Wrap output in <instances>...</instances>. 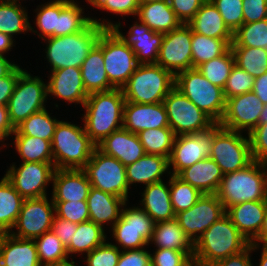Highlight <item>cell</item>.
<instances>
[{
    "label": "cell",
    "instance_id": "obj_31",
    "mask_svg": "<svg viewBox=\"0 0 267 266\" xmlns=\"http://www.w3.org/2000/svg\"><path fill=\"white\" fill-rule=\"evenodd\" d=\"M170 168L169 158L145 154L136 162L126 166L128 185L143 183L146 186L162 181L161 176Z\"/></svg>",
    "mask_w": 267,
    "mask_h": 266
},
{
    "label": "cell",
    "instance_id": "obj_26",
    "mask_svg": "<svg viewBox=\"0 0 267 266\" xmlns=\"http://www.w3.org/2000/svg\"><path fill=\"white\" fill-rule=\"evenodd\" d=\"M0 266H41L34 240L0 233Z\"/></svg>",
    "mask_w": 267,
    "mask_h": 266
},
{
    "label": "cell",
    "instance_id": "obj_51",
    "mask_svg": "<svg viewBox=\"0 0 267 266\" xmlns=\"http://www.w3.org/2000/svg\"><path fill=\"white\" fill-rule=\"evenodd\" d=\"M57 217L80 224L90 220L87 201L53 202Z\"/></svg>",
    "mask_w": 267,
    "mask_h": 266
},
{
    "label": "cell",
    "instance_id": "obj_18",
    "mask_svg": "<svg viewBox=\"0 0 267 266\" xmlns=\"http://www.w3.org/2000/svg\"><path fill=\"white\" fill-rule=\"evenodd\" d=\"M213 137L214 125L203 132L177 135L169 158V165L173 166L172 175H178L185 168L209 158Z\"/></svg>",
    "mask_w": 267,
    "mask_h": 266
},
{
    "label": "cell",
    "instance_id": "obj_73",
    "mask_svg": "<svg viewBox=\"0 0 267 266\" xmlns=\"http://www.w3.org/2000/svg\"><path fill=\"white\" fill-rule=\"evenodd\" d=\"M98 0H87V2H89V4L91 3V5L94 6V4L97 2Z\"/></svg>",
    "mask_w": 267,
    "mask_h": 266
},
{
    "label": "cell",
    "instance_id": "obj_57",
    "mask_svg": "<svg viewBox=\"0 0 267 266\" xmlns=\"http://www.w3.org/2000/svg\"><path fill=\"white\" fill-rule=\"evenodd\" d=\"M267 18V0H243V23Z\"/></svg>",
    "mask_w": 267,
    "mask_h": 266
},
{
    "label": "cell",
    "instance_id": "obj_66",
    "mask_svg": "<svg viewBox=\"0 0 267 266\" xmlns=\"http://www.w3.org/2000/svg\"><path fill=\"white\" fill-rule=\"evenodd\" d=\"M257 242H263V245H267V210L265 213L263 225L258 237L251 244H258Z\"/></svg>",
    "mask_w": 267,
    "mask_h": 266
},
{
    "label": "cell",
    "instance_id": "obj_23",
    "mask_svg": "<svg viewBox=\"0 0 267 266\" xmlns=\"http://www.w3.org/2000/svg\"><path fill=\"white\" fill-rule=\"evenodd\" d=\"M266 210L267 200L249 201L227 208L226 215L240 233L252 243L261 231Z\"/></svg>",
    "mask_w": 267,
    "mask_h": 266
},
{
    "label": "cell",
    "instance_id": "obj_12",
    "mask_svg": "<svg viewBox=\"0 0 267 266\" xmlns=\"http://www.w3.org/2000/svg\"><path fill=\"white\" fill-rule=\"evenodd\" d=\"M166 108L169 127L174 134H195L212 127L215 122L182 92L174 87L163 100Z\"/></svg>",
    "mask_w": 267,
    "mask_h": 266
},
{
    "label": "cell",
    "instance_id": "obj_32",
    "mask_svg": "<svg viewBox=\"0 0 267 266\" xmlns=\"http://www.w3.org/2000/svg\"><path fill=\"white\" fill-rule=\"evenodd\" d=\"M150 241L156 244L157 249L177 250L187 253L192 259L194 258V244L184 234L175 218L155 223Z\"/></svg>",
    "mask_w": 267,
    "mask_h": 266
},
{
    "label": "cell",
    "instance_id": "obj_55",
    "mask_svg": "<svg viewBox=\"0 0 267 266\" xmlns=\"http://www.w3.org/2000/svg\"><path fill=\"white\" fill-rule=\"evenodd\" d=\"M205 0H169L170 7L182 24H187Z\"/></svg>",
    "mask_w": 267,
    "mask_h": 266
},
{
    "label": "cell",
    "instance_id": "obj_72",
    "mask_svg": "<svg viewBox=\"0 0 267 266\" xmlns=\"http://www.w3.org/2000/svg\"><path fill=\"white\" fill-rule=\"evenodd\" d=\"M262 164L264 165V168L266 171V177H267V158L262 161Z\"/></svg>",
    "mask_w": 267,
    "mask_h": 266
},
{
    "label": "cell",
    "instance_id": "obj_62",
    "mask_svg": "<svg viewBox=\"0 0 267 266\" xmlns=\"http://www.w3.org/2000/svg\"><path fill=\"white\" fill-rule=\"evenodd\" d=\"M14 131L15 128L10 122L7 106L0 105V135L5 139Z\"/></svg>",
    "mask_w": 267,
    "mask_h": 266
},
{
    "label": "cell",
    "instance_id": "obj_60",
    "mask_svg": "<svg viewBox=\"0 0 267 266\" xmlns=\"http://www.w3.org/2000/svg\"><path fill=\"white\" fill-rule=\"evenodd\" d=\"M23 70L20 66H17L9 75L0 78V105L7 106L19 74Z\"/></svg>",
    "mask_w": 267,
    "mask_h": 266
},
{
    "label": "cell",
    "instance_id": "obj_37",
    "mask_svg": "<svg viewBox=\"0 0 267 266\" xmlns=\"http://www.w3.org/2000/svg\"><path fill=\"white\" fill-rule=\"evenodd\" d=\"M26 10L19 4L9 0L0 1V32L12 35L26 32L28 30L35 31L28 20Z\"/></svg>",
    "mask_w": 267,
    "mask_h": 266
},
{
    "label": "cell",
    "instance_id": "obj_61",
    "mask_svg": "<svg viewBox=\"0 0 267 266\" xmlns=\"http://www.w3.org/2000/svg\"><path fill=\"white\" fill-rule=\"evenodd\" d=\"M259 248L257 244H251L242 252L228 256L216 262L213 266H253L249 254L251 251Z\"/></svg>",
    "mask_w": 267,
    "mask_h": 266
},
{
    "label": "cell",
    "instance_id": "obj_5",
    "mask_svg": "<svg viewBox=\"0 0 267 266\" xmlns=\"http://www.w3.org/2000/svg\"><path fill=\"white\" fill-rule=\"evenodd\" d=\"M51 147L56 169H83L97 145L86 134L85 128L59 121Z\"/></svg>",
    "mask_w": 267,
    "mask_h": 266
},
{
    "label": "cell",
    "instance_id": "obj_25",
    "mask_svg": "<svg viewBox=\"0 0 267 266\" xmlns=\"http://www.w3.org/2000/svg\"><path fill=\"white\" fill-rule=\"evenodd\" d=\"M97 148L103 153L115 157L124 166L136 162L146 154L138 135L124 127L105 137L97 145Z\"/></svg>",
    "mask_w": 267,
    "mask_h": 266
},
{
    "label": "cell",
    "instance_id": "obj_50",
    "mask_svg": "<svg viewBox=\"0 0 267 266\" xmlns=\"http://www.w3.org/2000/svg\"><path fill=\"white\" fill-rule=\"evenodd\" d=\"M211 3L233 33L243 24V0H211Z\"/></svg>",
    "mask_w": 267,
    "mask_h": 266
},
{
    "label": "cell",
    "instance_id": "obj_27",
    "mask_svg": "<svg viewBox=\"0 0 267 266\" xmlns=\"http://www.w3.org/2000/svg\"><path fill=\"white\" fill-rule=\"evenodd\" d=\"M187 25L195 33L226 40L230 45L233 42V32L211 1H205Z\"/></svg>",
    "mask_w": 267,
    "mask_h": 266
},
{
    "label": "cell",
    "instance_id": "obj_20",
    "mask_svg": "<svg viewBox=\"0 0 267 266\" xmlns=\"http://www.w3.org/2000/svg\"><path fill=\"white\" fill-rule=\"evenodd\" d=\"M139 23L136 22L130 28L127 38L119 31L120 22L118 24L107 22V29H111L120 40L131 47L139 64H156L164 33H157L149 29L146 24Z\"/></svg>",
    "mask_w": 267,
    "mask_h": 266
},
{
    "label": "cell",
    "instance_id": "obj_21",
    "mask_svg": "<svg viewBox=\"0 0 267 266\" xmlns=\"http://www.w3.org/2000/svg\"><path fill=\"white\" fill-rule=\"evenodd\" d=\"M123 127L134 134L148 129L170 128L164 103L125 102Z\"/></svg>",
    "mask_w": 267,
    "mask_h": 266
},
{
    "label": "cell",
    "instance_id": "obj_10",
    "mask_svg": "<svg viewBox=\"0 0 267 266\" xmlns=\"http://www.w3.org/2000/svg\"><path fill=\"white\" fill-rule=\"evenodd\" d=\"M83 170L91 187L128 200L126 166L115 157L103 153L96 147Z\"/></svg>",
    "mask_w": 267,
    "mask_h": 266
},
{
    "label": "cell",
    "instance_id": "obj_59",
    "mask_svg": "<svg viewBox=\"0 0 267 266\" xmlns=\"http://www.w3.org/2000/svg\"><path fill=\"white\" fill-rule=\"evenodd\" d=\"M77 229V224L68 220L54 217L51 225V231L57 235L63 245L67 248L72 240Z\"/></svg>",
    "mask_w": 267,
    "mask_h": 266
},
{
    "label": "cell",
    "instance_id": "obj_44",
    "mask_svg": "<svg viewBox=\"0 0 267 266\" xmlns=\"http://www.w3.org/2000/svg\"><path fill=\"white\" fill-rule=\"evenodd\" d=\"M234 65L235 57L230 48L225 54L201 64L196 69L209 82L223 89Z\"/></svg>",
    "mask_w": 267,
    "mask_h": 266
},
{
    "label": "cell",
    "instance_id": "obj_71",
    "mask_svg": "<svg viewBox=\"0 0 267 266\" xmlns=\"http://www.w3.org/2000/svg\"><path fill=\"white\" fill-rule=\"evenodd\" d=\"M157 1H164V0H138L139 5H142L144 3L157 2Z\"/></svg>",
    "mask_w": 267,
    "mask_h": 266
},
{
    "label": "cell",
    "instance_id": "obj_58",
    "mask_svg": "<svg viewBox=\"0 0 267 266\" xmlns=\"http://www.w3.org/2000/svg\"><path fill=\"white\" fill-rule=\"evenodd\" d=\"M144 249L122 251L117 266H151V254Z\"/></svg>",
    "mask_w": 267,
    "mask_h": 266
},
{
    "label": "cell",
    "instance_id": "obj_28",
    "mask_svg": "<svg viewBox=\"0 0 267 266\" xmlns=\"http://www.w3.org/2000/svg\"><path fill=\"white\" fill-rule=\"evenodd\" d=\"M223 175L217 163L209 157L185 168L177 176L202 194H216Z\"/></svg>",
    "mask_w": 267,
    "mask_h": 266
},
{
    "label": "cell",
    "instance_id": "obj_53",
    "mask_svg": "<svg viewBox=\"0 0 267 266\" xmlns=\"http://www.w3.org/2000/svg\"><path fill=\"white\" fill-rule=\"evenodd\" d=\"M151 254V266H185L192 258L185 252L172 249H156Z\"/></svg>",
    "mask_w": 267,
    "mask_h": 266
},
{
    "label": "cell",
    "instance_id": "obj_8",
    "mask_svg": "<svg viewBox=\"0 0 267 266\" xmlns=\"http://www.w3.org/2000/svg\"><path fill=\"white\" fill-rule=\"evenodd\" d=\"M210 158L217 163L223 174L245 168L253 161L249 137L244 138L241 132L215 123Z\"/></svg>",
    "mask_w": 267,
    "mask_h": 266
},
{
    "label": "cell",
    "instance_id": "obj_4",
    "mask_svg": "<svg viewBox=\"0 0 267 266\" xmlns=\"http://www.w3.org/2000/svg\"><path fill=\"white\" fill-rule=\"evenodd\" d=\"M216 195L225 210L244 202L267 200V177L262 162L253 160L243 169L224 174Z\"/></svg>",
    "mask_w": 267,
    "mask_h": 266
},
{
    "label": "cell",
    "instance_id": "obj_15",
    "mask_svg": "<svg viewBox=\"0 0 267 266\" xmlns=\"http://www.w3.org/2000/svg\"><path fill=\"white\" fill-rule=\"evenodd\" d=\"M55 205L47 196L40 198L24 199L21 211L17 217L13 228H17V233L9 232L11 235L21 238L34 240L51 231L54 219Z\"/></svg>",
    "mask_w": 267,
    "mask_h": 266
},
{
    "label": "cell",
    "instance_id": "obj_19",
    "mask_svg": "<svg viewBox=\"0 0 267 266\" xmlns=\"http://www.w3.org/2000/svg\"><path fill=\"white\" fill-rule=\"evenodd\" d=\"M263 107L264 104L253 91L228 98L219 125L237 132L247 129L249 134L259 124Z\"/></svg>",
    "mask_w": 267,
    "mask_h": 266
},
{
    "label": "cell",
    "instance_id": "obj_35",
    "mask_svg": "<svg viewBox=\"0 0 267 266\" xmlns=\"http://www.w3.org/2000/svg\"><path fill=\"white\" fill-rule=\"evenodd\" d=\"M24 198L4 176L0 181V233H9L21 211Z\"/></svg>",
    "mask_w": 267,
    "mask_h": 266
},
{
    "label": "cell",
    "instance_id": "obj_39",
    "mask_svg": "<svg viewBox=\"0 0 267 266\" xmlns=\"http://www.w3.org/2000/svg\"><path fill=\"white\" fill-rule=\"evenodd\" d=\"M14 136L16 151L23 162L53 163L50 141L26 135Z\"/></svg>",
    "mask_w": 267,
    "mask_h": 266
},
{
    "label": "cell",
    "instance_id": "obj_54",
    "mask_svg": "<svg viewBox=\"0 0 267 266\" xmlns=\"http://www.w3.org/2000/svg\"><path fill=\"white\" fill-rule=\"evenodd\" d=\"M248 137L253 160L262 162L267 158V123L258 124Z\"/></svg>",
    "mask_w": 267,
    "mask_h": 266
},
{
    "label": "cell",
    "instance_id": "obj_6",
    "mask_svg": "<svg viewBox=\"0 0 267 266\" xmlns=\"http://www.w3.org/2000/svg\"><path fill=\"white\" fill-rule=\"evenodd\" d=\"M175 87V75L157 64H139L121 88L125 102L162 103Z\"/></svg>",
    "mask_w": 267,
    "mask_h": 266
},
{
    "label": "cell",
    "instance_id": "obj_45",
    "mask_svg": "<svg viewBox=\"0 0 267 266\" xmlns=\"http://www.w3.org/2000/svg\"><path fill=\"white\" fill-rule=\"evenodd\" d=\"M235 64L254 78L267 72V51L254 47H231Z\"/></svg>",
    "mask_w": 267,
    "mask_h": 266
},
{
    "label": "cell",
    "instance_id": "obj_30",
    "mask_svg": "<svg viewBox=\"0 0 267 266\" xmlns=\"http://www.w3.org/2000/svg\"><path fill=\"white\" fill-rule=\"evenodd\" d=\"M139 21L157 33H168L182 23L170 7L169 0L144 3L138 7Z\"/></svg>",
    "mask_w": 267,
    "mask_h": 266
},
{
    "label": "cell",
    "instance_id": "obj_42",
    "mask_svg": "<svg viewBox=\"0 0 267 266\" xmlns=\"http://www.w3.org/2000/svg\"><path fill=\"white\" fill-rule=\"evenodd\" d=\"M83 9L74 0H60L58 36H65L82 31L90 22L84 17Z\"/></svg>",
    "mask_w": 267,
    "mask_h": 266
},
{
    "label": "cell",
    "instance_id": "obj_74",
    "mask_svg": "<svg viewBox=\"0 0 267 266\" xmlns=\"http://www.w3.org/2000/svg\"><path fill=\"white\" fill-rule=\"evenodd\" d=\"M9 1H11V2H15V3L19 2L18 0H9Z\"/></svg>",
    "mask_w": 267,
    "mask_h": 266
},
{
    "label": "cell",
    "instance_id": "obj_47",
    "mask_svg": "<svg viewBox=\"0 0 267 266\" xmlns=\"http://www.w3.org/2000/svg\"><path fill=\"white\" fill-rule=\"evenodd\" d=\"M170 199L174 213L190 209L203 195L197 188L184 182L177 175L169 179Z\"/></svg>",
    "mask_w": 267,
    "mask_h": 266
},
{
    "label": "cell",
    "instance_id": "obj_29",
    "mask_svg": "<svg viewBox=\"0 0 267 266\" xmlns=\"http://www.w3.org/2000/svg\"><path fill=\"white\" fill-rule=\"evenodd\" d=\"M90 220L104 227L103 224L111 221L112 226L119 220L122 207L126 205L123 198L103 192L91 187L88 198Z\"/></svg>",
    "mask_w": 267,
    "mask_h": 266
},
{
    "label": "cell",
    "instance_id": "obj_16",
    "mask_svg": "<svg viewBox=\"0 0 267 266\" xmlns=\"http://www.w3.org/2000/svg\"><path fill=\"white\" fill-rule=\"evenodd\" d=\"M191 42L192 30L187 24H181L177 29L165 33L156 64L175 76L192 69Z\"/></svg>",
    "mask_w": 267,
    "mask_h": 266
},
{
    "label": "cell",
    "instance_id": "obj_13",
    "mask_svg": "<svg viewBox=\"0 0 267 266\" xmlns=\"http://www.w3.org/2000/svg\"><path fill=\"white\" fill-rule=\"evenodd\" d=\"M155 222L141 208H122L119 220L112 226L118 245L125 250L141 249L149 245Z\"/></svg>",
    "mask_w": 267,
    "mask_h": 266
},
{
    "label": "cell",
    "instance_id": "obj_41",
    "mask_svg": "<svg viewBox=\"0 0 267 266\" xmlns=\"http://www.w3.org/2000/svg\"><path fill=\"white\" fill-rule=\"evenodd\" d=\"M137 135L146 154L170 158L176 137L171 128L148 129Z\"/></svg>",
    "mask_w": 267,
    "mask_h": 266
},
{
    "label": "cell",
    "instance_id": "obj_7",
    "mask_svg": "<svg viewBox=\"0 0 267 266\" xmlns=\"http://www.w3.org/2000/svg\"><path fill=\"white\" fill-rule=\"evenodd\" d=\"M175 87L215 123L222 120L226 108L223 89L209 82L196 68L178 73Z\"/></svg>",
    "mask_w": 267,
    "mask_h": 266
},
{
    "label": "cell",
    "instance_id": "obj_24",
    "mask_svg": "<svg viewBox=\"0 0 267 266\" xmlns=\"http://www.w3.org/2000/svg\"><path fill=\"white\" fill-rule=\"evenodd\" d=\"M47 94H52L69 103L84 105L88 94L85 90L81 68L67 67L51 71Z\"/></svg>",
    "mask_w": 267,
    "mask_h": 266
},
{
    "label": "cell",
    "instance_id": "obj_65",
    "mask_svg": "<svg viewBox=\"0 0 267 266\" xmlns=\"http://www.w3.org/2000/svg\"><path fill=\"white\" fill-rule=\"evenodd\" d=\"M18 65L0 56V78L9 75Z\"/></svg>",
    "mask_w": 267,
    "mask_h": 266
},
{
    "label": "cell",
    "instance_id": "obj_14",
    "mask_svg": "<svg viewBox=\"0 0 267 266\" xmlns=\"http://www.w3.org/2000/svg\"><path fill=\"white\" fill-rule=\"evenodd\" d=\"M225 214L226 210L216 194H203L190 209L176 213L175 219L184 234L194 244L213 223Z\"/></svg>",
    "mask_w": 267,
    "mask_h": 266
},
{
    "label": "cell",
    "instance_id": "obj_64",
    "mask_svg": "<svg viewBox=\"0 0 267 266\" xmlns=\"http://www.w3.org/2000/svg\"><path fill=\"white\" fill-rule=\"evenodd\" d=\"M12 38L13 37L0 32V56H4L5 52L12 49L11 47H13V43H14L13 42L14 39Z\"/></svg>",
    "mask_w": 267,
    "mask_h": 266
},
{
    "label": "cell",
    "instance_id": "obj_43",
    "mask_svg": "<svg viewBox=\"0 0 267 266\" xmlns=\"http://www.w3.org/2000/svg\"><path fill=\"white\" fill-rule=\"evenodd\" d=\"M231 47L263 48L267 51V18L243 23L234 33Z\"/></svg>",
    "mask_w": 267,
    "mask_h": 266
},
{
    "label": "cell",
    "instance_id": "obj_33",
    "mask_svg": "<svg viewBox=\"0 0 267 266\" xmlns=\"http://www.w3.org/2000/svg\"><path fill=\"white\" fill-rule=\"evenodd\" d=\"M142 196L143 199L140 202H142L143 208L141 209H143L155 223L175 218L170 199V189L163 181L147 185Z\"/></svg>",
    "mask_w": 267,
    "mask_h": 266
},
{
    "label": "cell",
    "instance_id": "obj_56",
    "mask_svg": "<svg viewBox=\"0 0 267 266\" xmlns=\"http://www.w3.org/2000/svg\"><path fill=\"white\" fill-rule=\"evenodd\" d=\"M95 7L122 15H137L138 0H98Z\"/></svg>",
    "mask_w": 267,
    "mask_h": 266
},
{
    "label": "cell",
    "instance_id": "obj_46",
    "mask_svg": "<svg viewBox=\"0 0 267 266\" xmlns=\"http://www.w3.org/2000/svg\"><path fill=\"white\" fill-rule=\"evenodd\" d=\"M41 265L62 262L68 259L66 247L52 231L34 239Z\"/></svg>",
    "mask_w": 267,
    "mask_h": 266
},
{
    "label": "cell",
    "instance_id": "obj_1",
    "mask_svg": "<svg viewBox=\"0 0 267 266\" xmlns=\"http://www.w3.org/2000/svg\"><path fill=\"white\" fill-rule=\"evenodd\" d=\"M124 104L125 98L120 88L88 95L83 105L86 110L84 128L96 145L123 127Z\"/></svg>",
    "mask_w": 267,
    "mask_h": 266
},
{
    "label": "cell",
    "instance_id": "obj_49",
    "mask_svg": "<svg viewBox=\"0 0 267 266\" xmlns=\"http://www.w3.org/2000/svg\"><path fill=\"white\" fill-rule=\"evenodd\" d=\"M254 80L255 78L252 75L235 64L223 88L225 99L251 92Z\"/></svg>",
    "mask_w": 267,
    "mask_h": 266
},
{
    "label": "cell",
    "instance_id": "obj_34",
    "mask_svg": "<svg viewBox=\"0 0 267 266\" xmlns=\"http://www.w3.org/2000/svg\"><path fill=\"white\" fill-rule=\"evenodd\" d=\"M80 68L88 95L114 89L106 74L102 50L97 45L89 52Z\"/></svg>",
    "mask_w": 267,
    "mask_h": 266
},
{
    "label": "cell",
    "instance_id": "obj_40",
    "mask_svg": "<svg viewBox=\"0 0 267 266\" xmlns=\"http://www.w3.org/2000/svg\"><path fill=\"white\" fill-rule=\"evenodd\" d=\"M59 120L52 119L46 108L31 114L15 128L13 135H26L52 141Z\"/></svg>",
    "mask_w": 267,
    "mask_h": 266
},
{
    "label": "cell",
    "instance_id": "obj_22",
    "mask_svg": "<svg viewBox=\"0 0 267 266\" xmlns=\"http://www.w3.org/2000/svg\"><path fill=\"white\" fill-rule=\"evenodd\" d=\"M53 202L87 201L91 184L83 169H55Z\"/></svg>",
    "mask_w": 267,
    "mask_h": 266
},
{
    "label": "cell",
    "instance_id": "obj_63",
    "mask_svg": "<svg viewBox=\"0 0 267 266\" xmlns=\"http://www.w3.org/2000/svg\"><path fill=\"white\" fill-rule=\"evenodd\" d=\"M252 91L264 105H267V72L255 78Z\"/></svg>",
    "mask_w": 267,
    "mask_h": 266
},
{
    "label": "cell",
    "instance_id": "obj_67",
    "mask_svg": "<svg viewBox=\"0 0 267 266\" xmlns=\"http://www.w3.org/2000/svg\"><path fill=\"white\" fill-rule=\"evenodd\" d=\"M262 253L259 266H267V245H262Z\"/></svg>",
    "mask_w": 267,
    "mask_h": 266
},
{
    "label": "cell",
    "instance_id": "obj_3",
    "mask_svg": "<svg viewBox=\"0 0 267 266\" xmlns=\"http://www.w3.org/2000/svg\"><path fill=\"white\" fill-rule=\"evenodd\" d=\"M250 242L225 214L213 223L194 243V259L213 266L221 259L245 250Z\"/></svg>",
    "mask_w": 267,
    "mask_h": 266
},
{
    "label": "cell",
    "instance_id": "obj_36",
    "mask_svg": "<svg viewBox=\"0 0 267 266\" xmlns=\"http://www.w3.org/2000/svg\"><path fill=\"white\" fill-rule=\"evenodd\" d=\"M106 241L104 228L91 220L77 224V229L70 245L66 248L68 256L71 253H90L94 248Z\"/></svg>",
    "mask_w": 267,
    "mask_h": 266
},
{
    "label": "cell",
    "instance_id": "obj_48",
    "mask_svg": "<svg viewBox=\"0 0 267 266\" xmlns=\"http://www.w3.org/2000/svg\"><path fill=\"white\" fill-rule=\"evenodd\" d=\"M36 25L41 31L39 37L43 40L58 36V23L60 15V0L49 2L37 9Z\"/></svg>",
    "mask_w": 267,
    "mask_h": 266
},
{
    "label": "cell",
    "instance_id": "obj_68",
    "mask_svg": "<svg viewBox=\"0 0 267 266\" xmlns=\"http://www.w3.org/2000/svg\"><path fill=\"white\" fill-rule=\"evenodd\" d=\"M41 266H77L75 265L74 261L69 262L68 260L57 262V263H51V264H45Z\"/></svg>",
    "mask_w": 267,
    "mask_h": 266
},
{
    "label": "cell",
    "instance_id": "obj_2",
    "mask_svg": "<svg viewBox=\"0 0 267 266\" xmlns=\"http://www.w3.org/2000/svg\"><path fill=\"white\" fill-rule=\"evenodd\" d=\"M91 19V22L80 32L65 36L48 37L46 58L51 71L67 67L80 68L89 52L97 44L101 33L107 29L105 22Z\"/></svg>",
    "mask_w": 267,
    "mask_h": 266
},
{
    "label": "cell",
    "instance_id": "obj_69",
    "mask_svg": "<svg viewBox=\"0 0 267 266\" xmlns=\"http://www.w3.org/2000/svg\"><path fill=\"white\" fill-rule=\"evenodd\" d=\"M267 123V105H264L263 110L259 117V124Z\"/></svg>",
    "mask_w": 267,
    "mask_h": 266
},
{
    "label": "cell",
    "instance_id": "obj_38",
    "mask_svg": "<svg viewBox=\"0 0 267 266\" xmlns=\"http://www.w3.org/2000/svg\"><path fill=\"white\" fill-rule=\"evenodd\" d=\"M231 45L223 39L206 37L192 31V68L225 54Z\"/></svg>",
    "mask_w": 267,
    "mask_h": 266
},
{
    "label": "cell",
    "instance_id": "obj_75",
    "mask_svg": "<svg viewBox=\"0 0 267 266\" xmlns=\"http://www.w3.org/2000/svg\"><path fill=\"white\" fill-rule=\"evenodd\" d=\"M2 140H4V138L0 135V141L2 142Z\"/></svg>",
    "mask_w": 267,
    "mask_h": 266
},
{
    "label": "cell",
    "instance_id": "obj_17",
    "mask_svg": "<svg viewBox=\"0 0 267 266\" xmlns=\"http://www.w3.org/2000/svg\"><path fill=\"white\" fill-rule=\"evenodd\" d=\"M55 169L54 163L23 162L19 168L12 165L4 176L24 199L40 198L47 196Z\"/></svg>",
    "mask_w": 267,
    "mask_h": 266
},
{
    "label": "cell",
    "instance_id": "obj_9",
    "mask_svg": "<svg viewBox=\"0 0 267 266\" xmlns=\"http://www.w3.org/2000/svg\"><path fill=\"white\" fill-rule=\"evenodd\" d=\"M96 45L102 50L109 83L121 89L139 65L135 53L111 29L101 33Z\"/></svg>",
    "mask_w": 267,
    "mask_h": 266
},
{
    "label": "cell",
    "instance_id": "obj_70",
    "mask_svg": "<svg viewBox=\"0 0 267 266\" xmlns=\"http://www.w3.org/2000/svg\"><path fill=\"white\" fill-rule=\"evenodd\" d=\"M185 266H207V265L193 258Z\"/></svg>",
    "mask_w": 267,
    "mask_h": 266
},
{
    "label": "cell",
    "instance_id": "obj_52",
    "mask_svg": "<svg viewBox=\"0 0 267 266\" xmlns=\"http://www.w3.org/2000/svg\"><path fill=\"white\" fill-rule=\"evenodd\" d=\"M120 254L119 246L105 242L87 254V266H117Z\"/></svg>",
    "mask_w": 267,
    "mask_h": 266
},
{
    "label": "cell",
    "instance_id": "obj_11",
    "mask_svg": "<svg viewBox=\"0 0 267 266\" xmlns=\"http://www.w3.org/2000/svg\"><path fill=\"white\" fill-rule=\"evenodd\" d=\"M47 95V85L42 79L23 70L7 104L13 127L19 126L31 114L44 110Z\"/></svg>",
    "mask_w": 267,
    "mask_h": 266
}]
</instances>
